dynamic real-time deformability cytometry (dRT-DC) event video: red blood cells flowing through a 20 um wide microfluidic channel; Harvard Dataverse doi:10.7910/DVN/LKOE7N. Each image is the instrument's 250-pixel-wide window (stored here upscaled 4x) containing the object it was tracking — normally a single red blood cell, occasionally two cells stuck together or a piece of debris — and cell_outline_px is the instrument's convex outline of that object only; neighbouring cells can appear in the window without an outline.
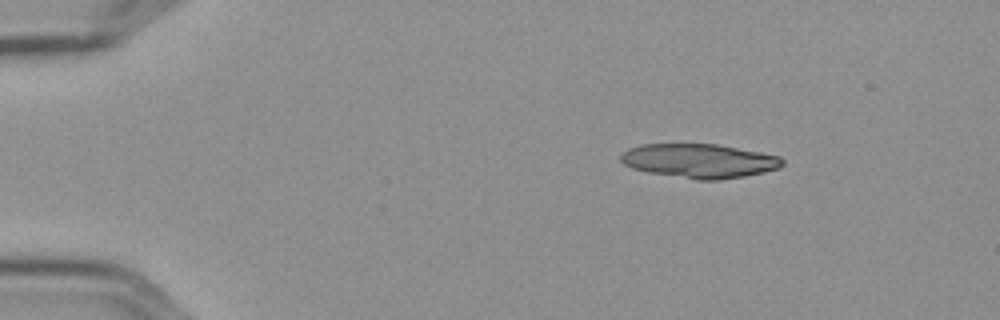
{"species": "Egyptian fruit bat (a non-hibernating species)", "species_latin": "Rousettus aegyptiacus", "temperature_condition": "cold", "stored_images_in_passage": 48, "segment_of_instrument_passage": [1, 2], "camera_frame_rate_fps": 3000, "um_per_image_px": 0.085, "frame": {"image": 1, "passage_image": 1, "time_ms": 0.0, "image_size_px": [1000, 320], "cell_outline_px": [[784, 164], [780, 168], [764, 172], [744, 176], [720, 180], [696, 180], [648, 172], [632, 168], [624, 164], [620, 160], [620, 156], [628, 148], [640, 144], [716, 144], [760, 152], [780, 156], [784, 160]], "centroid_in_image_um": [59.45, 13.68], "position_along_channel_um": 25.5, "area_um2": 32.25}}
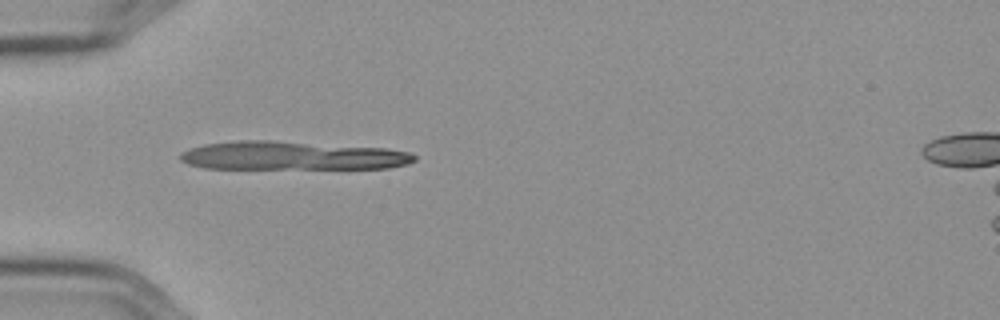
{"frame": {"image": 2, "passage_image": 10, "time_ms": 3.0, "image_size_px": [1000, 320], "cell_outline_px": [[416, 160], [408, 164], [388, 168], [204, 168], [188, 164], [180, 160], [180, 156], [184, 152], [192, 148], [204, 144], [240, 140], [268, 140], [384, 148], [408, 152], [416, 156]], "centroid_in_image_um": [24.84, 13.23], "position_along_channel_um": 60.2, "area_um2": 38.61}}